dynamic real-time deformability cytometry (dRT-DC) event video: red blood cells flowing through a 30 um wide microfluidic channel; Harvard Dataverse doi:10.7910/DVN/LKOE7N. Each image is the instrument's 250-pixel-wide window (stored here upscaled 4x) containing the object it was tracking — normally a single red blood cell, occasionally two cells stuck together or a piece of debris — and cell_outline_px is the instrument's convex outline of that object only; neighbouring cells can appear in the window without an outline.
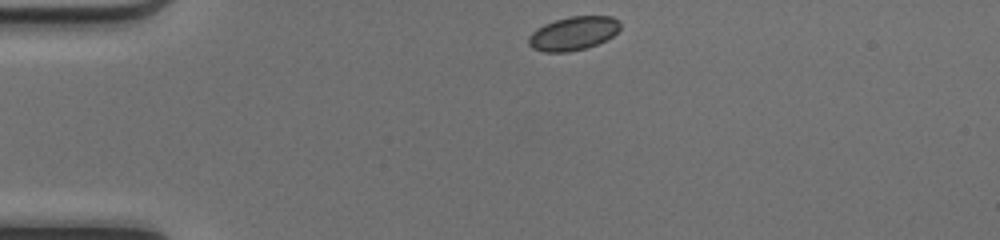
{"species": "common noctule bat (a hibernating species)", "species_latin": "Nyctalus noctula", "temperature_condition": "cold", "stored_images_in_passage": 40, "camera_frame_rate_fps": 3000, "um_per_image_px": 0.085, "animal": {"sex": "female", "body_mass_g": 17.0, "forearm_length_mm": 48.0}, "frame": {"image": 1, "passage_image": 1, "time_ms": 0.0, "image_size_px": [1000, 240], "cell_outline_px": [[620, 28], [612, 36], [596, 44], [584, 48], [568, 52], [544, 52], [532, 48], [528, 44], [528, 36], [536, 28], [544, 24], [568, 16], [612, 16], [620, 20]], "centroid_in_image_um": [48.7, 2.83], "position_along_channel_um": 36.3, "area_um2": 17.98}}
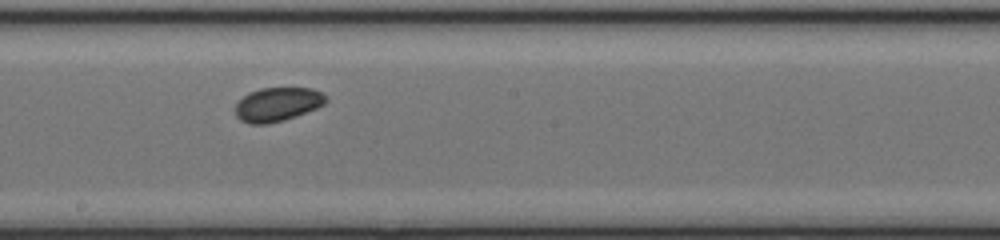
{"frame": {"image": 2, "passage_image": 18, "time_ms": 5.667, "image_size_px": [1000, 240], "cell_outline_px": [[328, 100], [324, 104], [316, 108], [296, 116], [284, 120], [268, 124], [248, 124], [240, 120], [236, 116], [236, 104], [248, 92], [260, 88], [312, 88], [320, 92]], "centroid_in_image_um": [23.56, 8.87], "position_along_channel_um": 224.6, "area_um2": 17.86}}
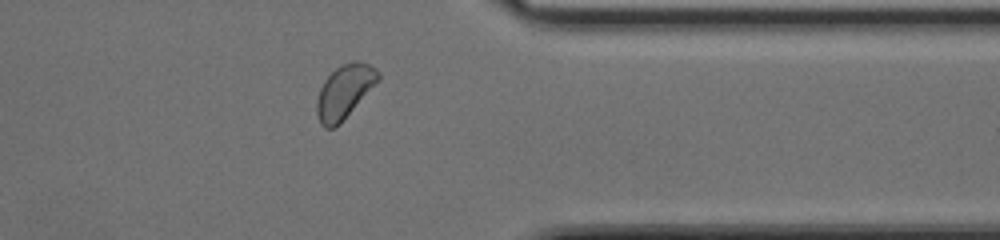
{"frame": {"image": 3, "passage_image": 30, "time_ms": 9.667, "image_size_px": [1000, 240], "cell_outline_px": [[380, 80], [340, 124], [332, 128], [324, 128], [320, 124], [316, 112], [316, 100], [320, 88], [324, 80], [340, 64], [352, 60], [360, 60], [376, 68], [380, 72]], "centroid_in_image_um": [29.29, 7.77], "position_along_channel_um": 382.1, "area_um2": 19.48}}